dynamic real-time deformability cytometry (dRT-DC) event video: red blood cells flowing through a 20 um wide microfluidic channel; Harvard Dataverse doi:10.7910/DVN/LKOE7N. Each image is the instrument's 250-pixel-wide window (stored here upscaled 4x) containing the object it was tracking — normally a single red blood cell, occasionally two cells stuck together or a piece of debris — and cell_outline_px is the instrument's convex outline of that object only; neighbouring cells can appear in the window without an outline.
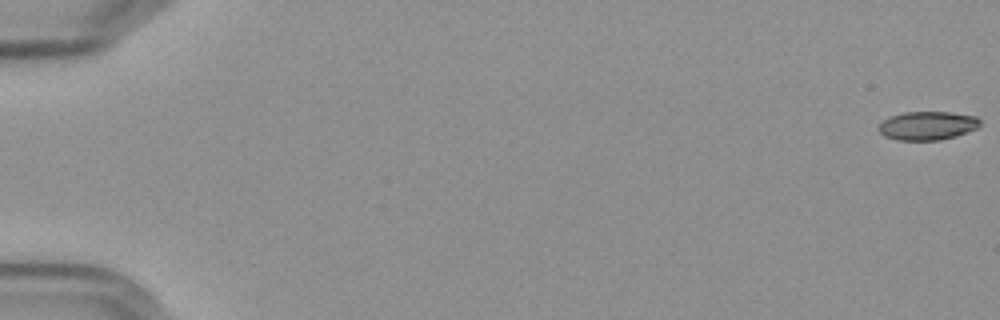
{"species": "Egyptian fruit bat (a non-hibernating species)", "species_latin": "Rousettus aegyptiacus", "temperature_condition": "cold", "stored_images_in_passage": 10, "camera_frame_rate_fps": 3000, "um_per_image_px": 0.085, "frame": {"image": 1, "passage_image": 1, "time_ms": 0.0, "image_size_px": [1000, 320], "cell_outline_px": [[980, 124], [976, 128], [956, 136], [940, 140], [896, 140], [884, 136], [876, 128], [884, 120], [892, 116], [904, 112], [948, 112], [976, 116], [980, 120]], "centroid_in_image_um": [78.81, 10.68], "position_along_channel_um": 6.2, "area_um2": 16.82}}